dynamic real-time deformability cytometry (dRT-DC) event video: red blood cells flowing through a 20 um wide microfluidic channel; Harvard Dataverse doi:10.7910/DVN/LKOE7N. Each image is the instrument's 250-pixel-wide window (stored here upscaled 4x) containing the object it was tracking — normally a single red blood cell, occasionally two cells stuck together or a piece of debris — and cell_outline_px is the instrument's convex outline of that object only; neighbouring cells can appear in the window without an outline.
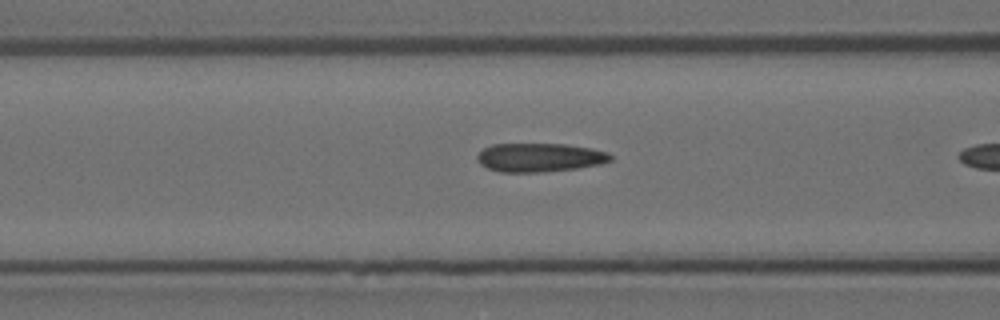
{"species": "Egyptian fruit bat (a non-hibernating species)", "species_latin": "Rousettus aegyptiacus", "temperature_condition": "room temperature", "stored_images_in_passage": 8, "camera_frame_rate_fps": 3000, "um_per_image_px": 0.085, "animal": {"sex": "female"}, "frame": {"image": 1, "passage_image": 7, "time_ms": 2.0, "image_size_px": [1000, 320], "cell_outline_px": [[612, 160], [600, 164], [576, 168], [544, 172], [500, 172], [488, 168], [480, 164], [476, 156], [484, 148], [492, 144], [564, 144], [592, 148], [608, 152], [612, 156]], "centroid_in_image_um": [45.87, 13.38], "position_along_channel_um": 120.7, "area_um2": 22.31}}